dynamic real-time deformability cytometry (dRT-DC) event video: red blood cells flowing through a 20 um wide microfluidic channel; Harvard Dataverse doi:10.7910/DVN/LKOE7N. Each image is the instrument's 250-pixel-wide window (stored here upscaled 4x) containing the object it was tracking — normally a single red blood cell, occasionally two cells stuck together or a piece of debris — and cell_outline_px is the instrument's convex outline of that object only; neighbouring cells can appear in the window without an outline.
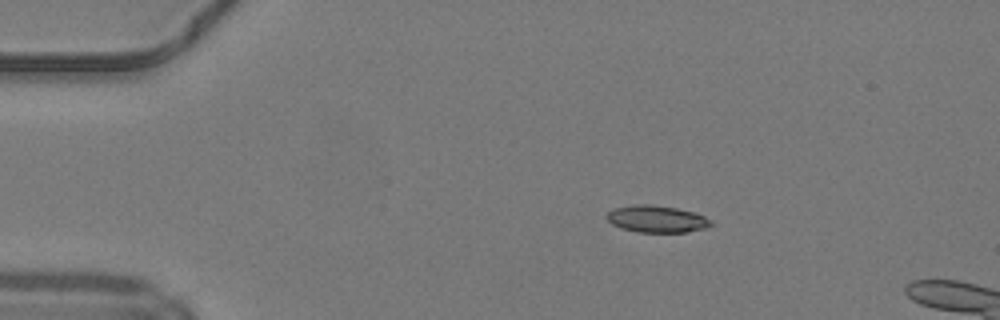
{"species": "common noctule bat (a hibernating species)", "species_latin": "Nyctalus noctula", "temperature_condition": "warm", "stored_images_in_passage": 7, "camera_frame_rate_fps": 3000, "um_per_image_px": 0.085, "animal": {"sex": "male", "body_mass_g": 19.2, "forearm_length_mm": 51.8}, "frame": {"image": 1, "passage_image": 1, "time_ms": 0.0, "image_size_px": [1000, 320], "cell_outline_px": [[712, 224], [708, 228], [688, 232], [636, 232], [620, 228], [612, 224], [604, 216], [612, 208], [636, 204], [648, 204], [676, 208], [696, 212], [712, 220]], "centroid_in_image_um": [55.82, 18.61], "position_along_channel_um": 29.2, "area_um2": 16.65}}